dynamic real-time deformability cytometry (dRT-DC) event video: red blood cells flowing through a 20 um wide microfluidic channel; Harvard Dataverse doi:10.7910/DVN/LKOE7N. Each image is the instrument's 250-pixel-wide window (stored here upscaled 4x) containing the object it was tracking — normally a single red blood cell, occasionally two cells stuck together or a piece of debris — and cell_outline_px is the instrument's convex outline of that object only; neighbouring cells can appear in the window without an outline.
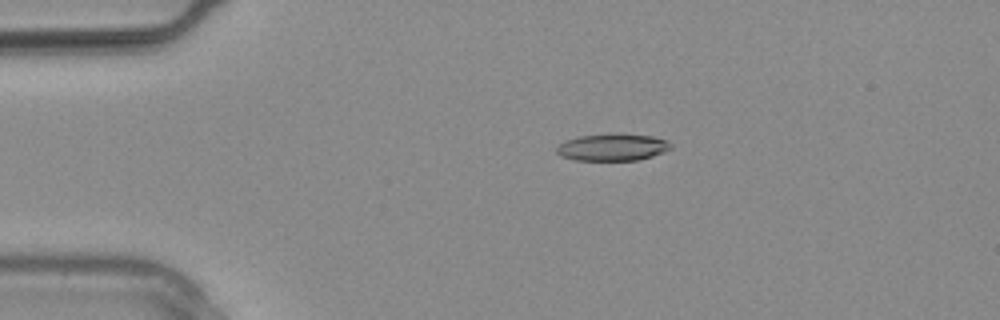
{"species": "common noctule bat (a hibernating species)", "species_latin": "Nyctalus noctula", "temperature_condition": "warm", "stored_images_in_passage": 18, "camera_frame_rate_fps": 3000, "um_per_image_px": 0.085, "animal": {"sex": "male", "body_mass_g": 20.4}, "frame": {"image": 1, "passage_image": 3, "time_ms": 0.667, "image_size_px": [1000, 320], "cell_outline_px": [[672, 148], [664, 152], [652, 156], [636, 160], [576, 160], [560, 156], [556, 152], [556, 148], [564, 140], [580, 136], [608, 132], [652, 136], [664, 140], [672, 144]], "centroid_in_image_um": [52.04, 12.5], "position_along_channel_um": 33.0, "area_um2": 18.21}}